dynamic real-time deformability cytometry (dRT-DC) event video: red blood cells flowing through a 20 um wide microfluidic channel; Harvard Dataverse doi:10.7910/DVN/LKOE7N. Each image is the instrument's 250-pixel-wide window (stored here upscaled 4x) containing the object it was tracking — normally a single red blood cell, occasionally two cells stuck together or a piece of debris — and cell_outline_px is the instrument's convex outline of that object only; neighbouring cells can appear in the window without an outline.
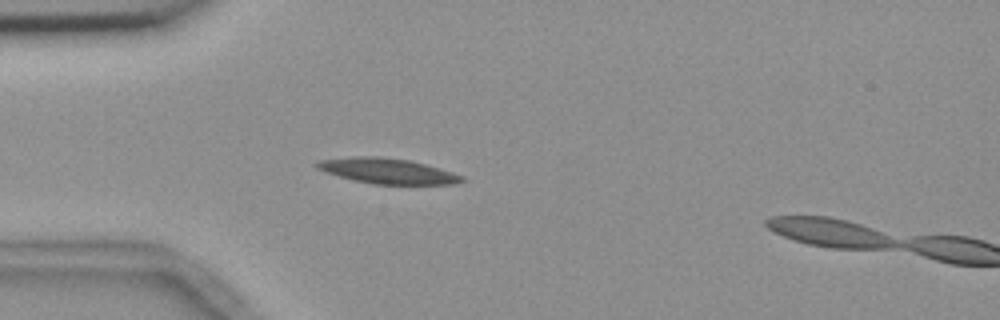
{"species": "common noctule bat (a hibernating species)", "species_latin": "Nyctalus noctula", "temperature_condition": "room temperature", "stored_images_in_passage": 9, "camera_frame_rate_fps": 3000, "um_per_image_px": 0.085, "animal": {"sex": "female", "body_mass_g": 18.4}, "frame": {"image": 1, "passage_image": 7, "time_ms": 2.0, "image_size_px": [1000, 320], "cell_outline_px": [[464, 180], [452, 184], [372, 184], [340, 176], [316, 168], [312, 164], [316, 160], [352, 156], [380, 156], [408, 160], [440, 168], [464, 176]], "centroid_in_image_um": [32.88, 14.51], "position_along_channel_um": 52.1, "area_um2": 21.33}}